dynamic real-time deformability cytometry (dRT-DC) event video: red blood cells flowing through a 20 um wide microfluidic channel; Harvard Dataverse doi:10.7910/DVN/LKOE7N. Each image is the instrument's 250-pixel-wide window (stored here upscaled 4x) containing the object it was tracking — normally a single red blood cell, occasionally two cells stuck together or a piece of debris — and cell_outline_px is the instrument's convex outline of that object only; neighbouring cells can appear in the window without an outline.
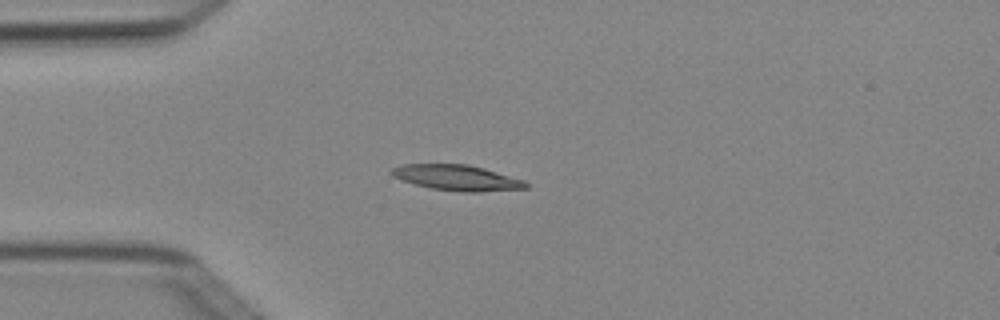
{"species": "Egyptian fruit bat (a non-hibernating species)", "species_latin": "Rousettus aegyptiacus", "temperature_condition": "cold", "stored_images_in_passage": 3, "camera_frame_rate_fps": 3000, "um_per_image_px": 0.085, "animal": {"sex": "female"}, "frame": {"image": 1, "passage_image": 2, "time_ms": 0.333, "image_size_px": [1000, 320], "cell_outline_px": [[528, 188], [480, 192], [464, 192], [432, 188], [416, 184], [392, 176], [388, 172], [392, 168], [400, 164], [468, 164], [484, 168], [524, 180], [528, 184]], "centroid_in_image_um": [38.84, 15.1], "position_along_channel_um": 46.2, "area_um2": 19.94}}